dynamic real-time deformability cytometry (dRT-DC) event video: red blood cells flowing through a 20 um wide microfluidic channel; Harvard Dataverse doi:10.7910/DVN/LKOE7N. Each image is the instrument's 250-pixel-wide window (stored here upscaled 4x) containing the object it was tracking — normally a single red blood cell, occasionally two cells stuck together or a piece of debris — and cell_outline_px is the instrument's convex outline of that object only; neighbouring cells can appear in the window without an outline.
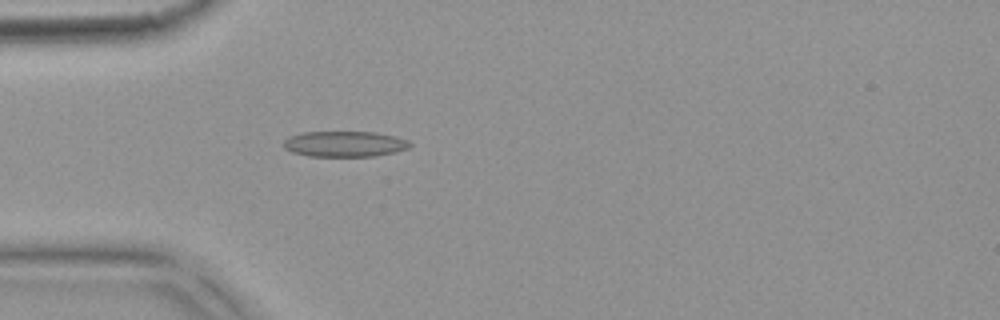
{"species": "common noctule bat (a hibernating species)", "species_latin": "Nyctalus noctula", "temperature_condition": "warm", "stored_images_in_passage": 5, "camera_frame_rate_fps": 3000, "um_per_image_px": 0.085, "animal": {"sex": "female", "body_mass_g": 18.4}, "frame": {"image": 1, "passage_image": 5, "time_ms": 1.333, "image_size_px": [1000, 320], "cell_outline_px": [[412, 144], [408, 148], [396, 152], [372, 156], [308, 156], [292, 152], [284, 148], [284, 140], [288, 136], [300, 132], [376, 132], [408, 140]], "centroid_in_image_um": [29.26, 12.23], "position_along_channel_um": 55.7, "area_um2": 18.9}}